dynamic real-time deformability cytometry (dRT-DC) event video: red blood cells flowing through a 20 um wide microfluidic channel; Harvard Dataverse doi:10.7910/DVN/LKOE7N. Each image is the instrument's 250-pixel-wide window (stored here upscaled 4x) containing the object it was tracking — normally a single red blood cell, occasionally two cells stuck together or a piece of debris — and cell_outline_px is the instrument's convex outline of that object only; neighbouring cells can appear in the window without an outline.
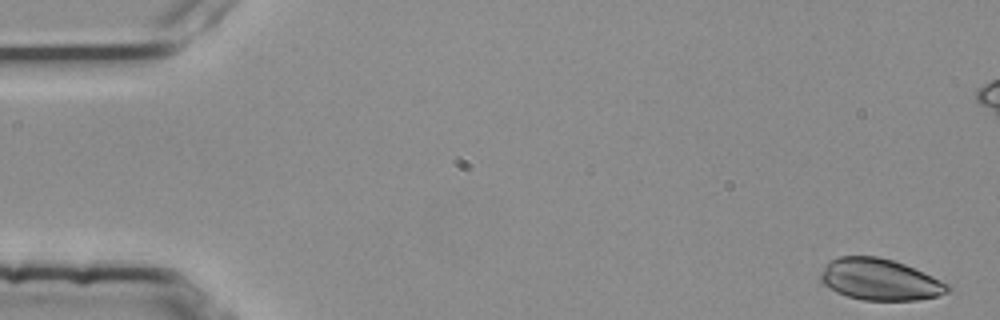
{"species": "common noctule bat (a hibernating species)", "species_latin": "Nyctalus noctula", "temperature_condition": "room temperature", "stored_images_in_passage": 4, "camera_frame_rate_fps": 3000, "um_per_image_px": 0.085, "animal": {"sex": "female", "body_mass_g": 25.1}, "frame": {"image": 1, "passage_image": 1, "time_ms": 0.0, "image_size_px": [1000, 320], "cell_outline_px": [[952, 288], [948, 292], [936, 296], [920, 300], [864, 300], [848, 296], [836, 292], [820, 284], [820, 272], [824, 264], [840, 256], [876, 256], [892, 260], [904, 264], [952, 284]], "centroid_in_image_um": [74.78, 23.76], "position_along_channel_um": 10.2, "area_um2": 30.98}}